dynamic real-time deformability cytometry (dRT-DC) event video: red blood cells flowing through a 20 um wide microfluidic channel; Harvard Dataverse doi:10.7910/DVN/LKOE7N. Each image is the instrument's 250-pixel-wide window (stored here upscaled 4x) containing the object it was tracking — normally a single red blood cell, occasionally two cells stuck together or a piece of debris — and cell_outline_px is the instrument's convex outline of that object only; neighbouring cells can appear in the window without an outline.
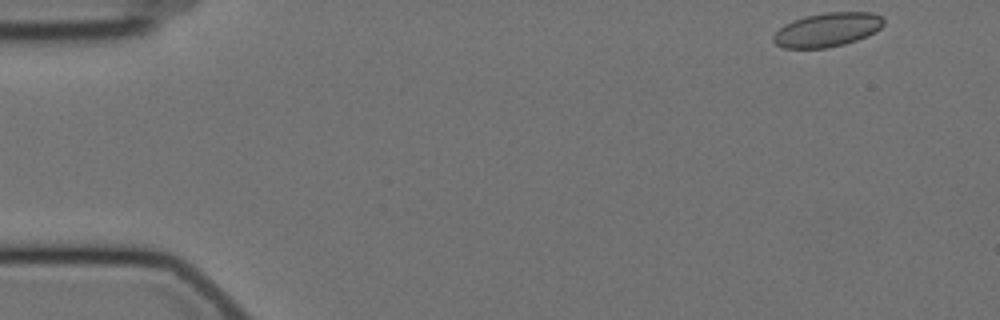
{"species": "Egyptian fruit bat (a non-hibernating species)", "species_latin": "Rousettus aegyptiacus", "temperature_condition": "cold", "stored_images_in_passage": 54, "camera_frame_rate_fps": 3000, "um_per_image_px": 0.085, "animal": {"sex": "female"}, "frame": {"image": 1, "passage_image": 1, "time_ms": 0.0, "image_size_px": [1000, 320], "cell_outline_px": [[884, 24], [876, 32], [868, 36], [844, 44], [824, 48], [784, 48], [776, 44], [772, 40], [772, 36], [784, 24], [792, 20], [804, 16], [828, 12], [872, 12], [880, 16], [884, 20]], "centroid_in_image_um": [70.32, 2.52], "position_along_channel_um": 14.7, "area_um2": 21.91}}
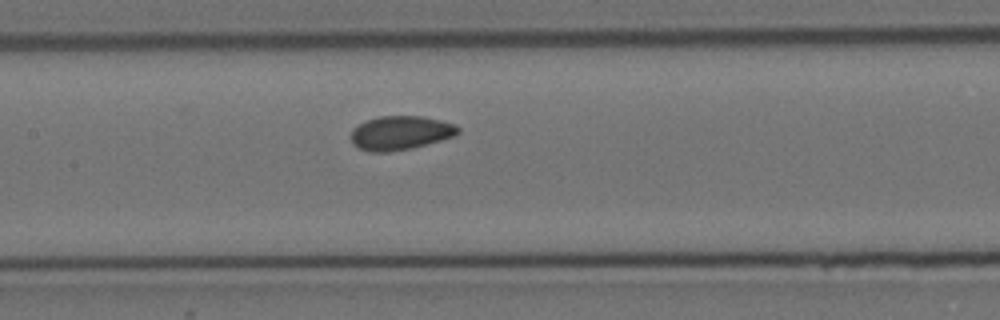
{"frame": {"image": 2, "passage_image": 24, "time_ms": 7.667, "image_size_px": [1000, 320], "cell_outline_px": [[460, 132], [452, 136], [440, 140], [412, 148], [388, 152], [372, 152], [360, 148], [352, 144], [352, 128], [368, 120], [380, 116], [424, 116], [456, 124], [460, 128]], "centroid_in_image_um": [34.05, 11.29], "position_along_channel_um": 173.3, "area_um2": 21.04}}
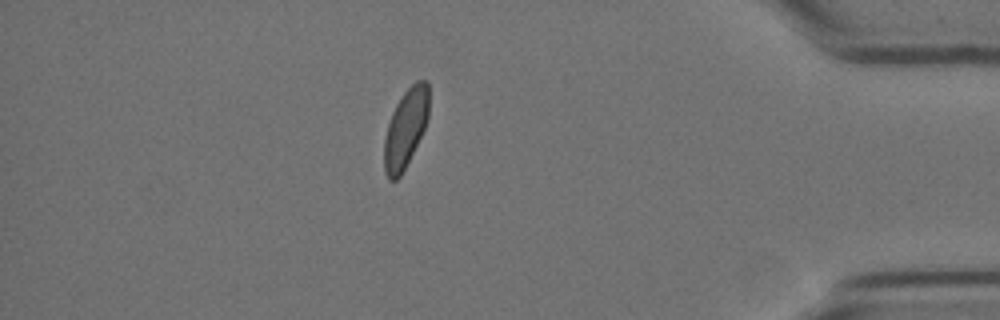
{"frame": {"image": 3, "passage_image": 47, "time_ms": 15.333, "image_size_px": [1000, 320], "cell_outline_px": [[428, 120], [400, 176], [396, 180], [388, 180], [384, 172], [384, 140], [388, 124], [392, 112], [396, 104], [404, 92], [416, 80], [428, 80]], "centroid_in_image_um": [34.46, 10.89], "position_along_channel_um": 400.7, "area_um2": 20.17}, "authors_computed_cell_mechanics": {"area_um2": 21.1548, "velocity_mm_per_s": 3.4956, "shape_relaxation_time_tau1_ms": 5.4241, "shape_relaxation_time_tau2_ms": 1.5963, "deformation_change_tau1": 0.064, "deformation_change_tau2": 0.0477}}